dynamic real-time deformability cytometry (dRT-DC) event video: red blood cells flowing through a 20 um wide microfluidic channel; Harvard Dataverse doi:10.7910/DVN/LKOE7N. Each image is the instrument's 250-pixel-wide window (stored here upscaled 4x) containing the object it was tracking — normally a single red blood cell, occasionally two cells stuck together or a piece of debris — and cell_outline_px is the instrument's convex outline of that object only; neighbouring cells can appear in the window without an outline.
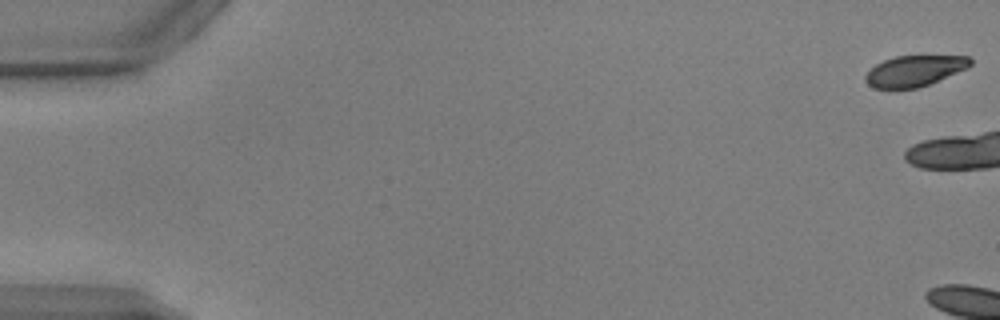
{"species": "common noctule bat (a hibernating species)", "species_latin": "Nyctalus noctula", "temperature_condition": "warm", "stored_images_in_passage": 5, "camera_frame_rate_fps": 3000, "um_per_image_px": 0.085, "animal": {"sex": "male", "body_mass_g": 17.9, "forearm_length_mm": 54.2}, "frame": {"image": 1, "passage_image": 1, "time_ms": 0.0, "image_size_px": [1000, 320], "cell_outline_px": [[972, 64], [956, 72], [920, 88], [896, 92], [888, 92], [872, 88], [864, 80], [864, 76], [876, 64], [884, 60], [896, 56], [968, 56], [972, 60]], "centroid_in_image_um": [77.62, 6.09], "position_along_channel_um": 7.4, "area_um2": 19.36}}